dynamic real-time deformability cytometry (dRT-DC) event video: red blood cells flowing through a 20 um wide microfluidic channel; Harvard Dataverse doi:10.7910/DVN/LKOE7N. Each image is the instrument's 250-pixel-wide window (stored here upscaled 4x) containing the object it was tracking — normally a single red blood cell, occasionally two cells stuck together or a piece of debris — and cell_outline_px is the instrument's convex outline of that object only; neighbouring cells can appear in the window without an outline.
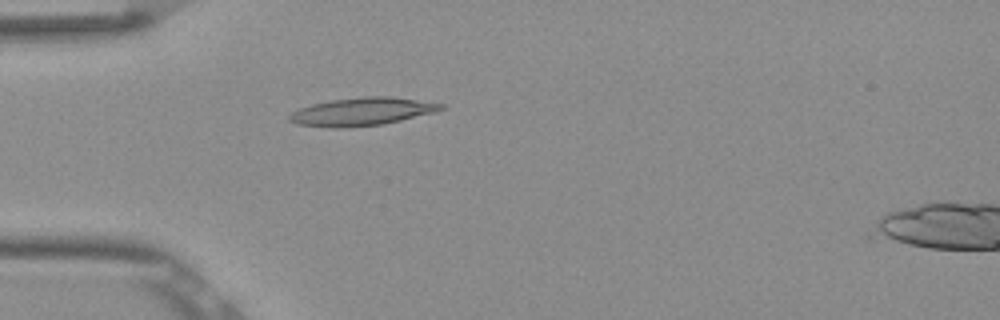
{"species": "Egyptian fruit bat (a non-hibernating species)", "species_latin": "Rousettus aegyptiacus", "temperature_condition": "room temperature", "stored_images_in_passage": 52, "camera_frame_rate_fps": 3000, "um_per_image_px": 0.085, "frame": {"image": 1, "passage_image": 15, "time_ms": 4.667, "image_size_px": [1000, 320], "cell_outline_px": [[444, 108], [432, 112], [384, 124], [336, 128], [332, 128], [296, 124], [288, 120], [288, 116], [292, 112], [300, 108], [312, 104], [332, 100], [360, 96], [388, 96], [444, 104]], "centroid_in_image_um": [30.7, 9.48], "position_along_channel_um": 54.3, "area_um2": 24.39}}
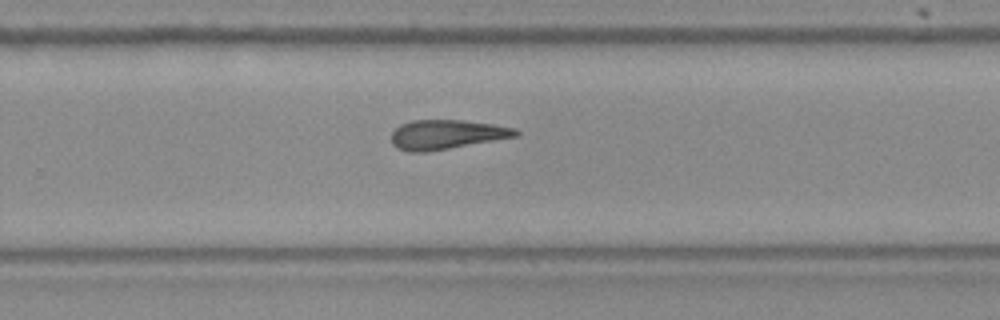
{"frame": {"image": 2, "passage_image": 34, "time_ms": 11.0, "image_size_px": [1000, 320], "cell_outline_px": [[520, 132], [516, 136], [428, 152], [408, 152], [396, 148], [392, 144], [392, 132], [400, 124], [412, 120], [464, 120], [492, 124], [516, 128]], "centroid_in_image_um": [37.92, 11.43], "position_along_channel_um": 291.9, "area_um2": 21.27}}
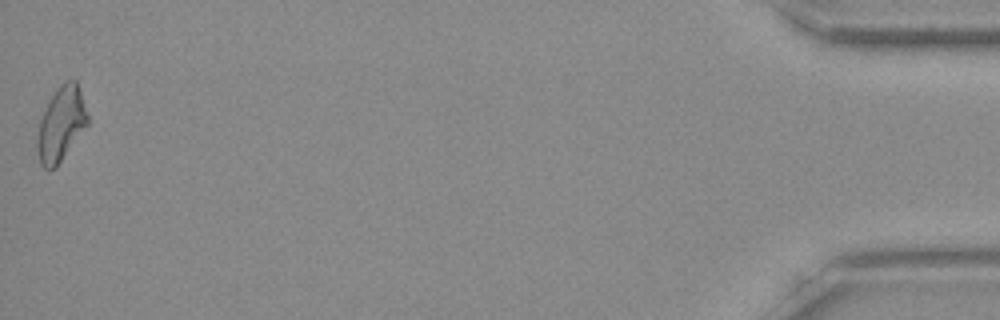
{"frame": {"image": 3, "passage_image": 52, "time_ms": 17.0, "image_size_px": [1000, 320], "cell_outline_px": [[88, 124], [56, 168], [44, 168], [40, 164], [36, 148], [36, 140], [40, 116], [56, 88], [64, 80], [76, 80], [88, 116]], "centroid_in_image_um": [5.16, 10.55], "position_along_channel_um": 430.0, "area_um2": 21.85}, "authors_computed_cell_mechanics": {"area_um2": 21.8195, "velocity_mm_per_s": 3.8747, "shape_relaxation_time_tau1_ms": null, "shape_relaxation_time_tau2_ms": 5.4157, "deformation_change_tau1": null, "deformation_change_tau2": 0.1893}}